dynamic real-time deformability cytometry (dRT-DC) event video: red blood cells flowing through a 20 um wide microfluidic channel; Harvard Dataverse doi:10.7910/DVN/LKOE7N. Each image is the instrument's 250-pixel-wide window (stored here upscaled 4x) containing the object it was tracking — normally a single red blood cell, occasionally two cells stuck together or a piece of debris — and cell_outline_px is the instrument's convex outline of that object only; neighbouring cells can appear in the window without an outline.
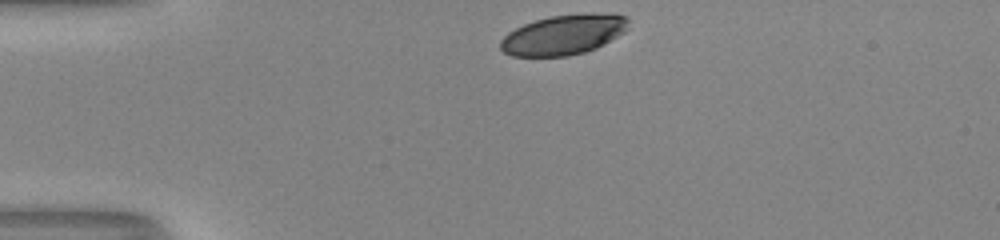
{"species": "human", "species_latin": "Homo sapiens", "temperature_condition": "room temperature", "stored_images_in_passage": 32, "camera_frame_rate_fps": 3000, "um_per_image_px": 0.085, "donor": {"sex": "male"}, "frame": {"image": 1, "passage_image": 1, "time_ms": 0.0, "image_size_px": [1000, 240], "cell_outline_px": [[628, 28], [624, 32], [604, 44], [596, 48], [584, 52], [568, 56], [512, 56], [504, 52], [500, 48], [500, 40], [508, 32], [524, 24], [536, 20], [552, 16], [612, 12], [628, 16]], "centroid_in_image_um": [47.93, 2.95], "position_along_channel_um": 37.1, "area_um2": 29.82}}
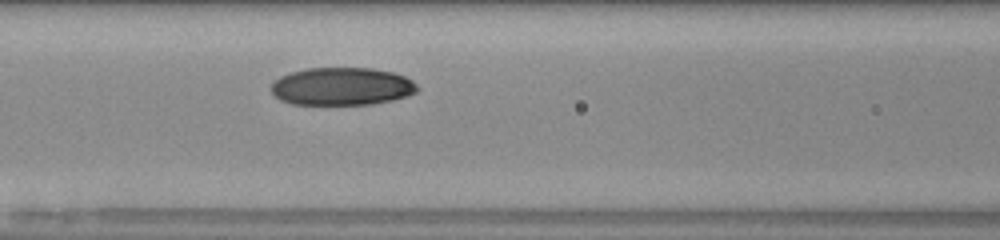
{"frame": {"image": 2, "passage_image": 12, "time_ms": 3.667, "image_size_px": [1000, 240], "cell_outline_px": [[420, 88], [416, 92], [408, 96], [392, 100], [372, 104], [292, 104], [280, 100], [272, 92], [272, 84], [280, 76], [292, 72], [308, 68], [372, 68], [392, 72], [404, 76], [412, 80]], "centroid_in_image_um": [29.09, 7.34], "position_along_channel_um": 137.5, "area_um2": 32.14}}
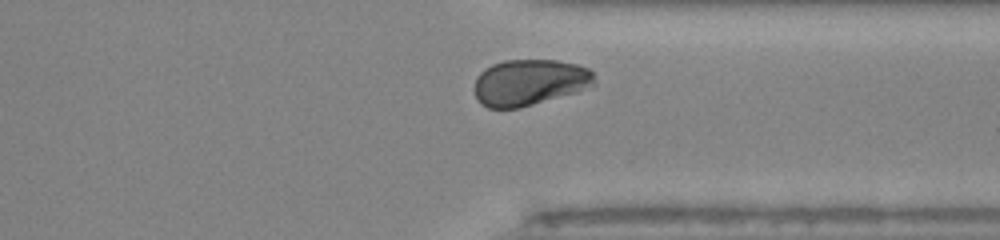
{"frame": {"image": 3, "passage_image": 29, "time_ms": 9.333, "image_size_px": [1000, 240], "cell_outline_px": [[596, 84], [592, 88], [520, 108], [488, 108], [480, 104], [476, 96], [476, 76], [484, 68], [492, 64], [504, 60], [556, 60], [576, 64], [588, 68], [592, 72]], "centroid_in_image_um": [45.04, 7.01], "position_along_channel_um": 366.4, "area_um2": 32.6}, "authors_computed_cell_mechanics": {"area_um2": 32.4836, "velocity_mm_per_s": 4.0376, "shape_relaxation_time_tau1_ms": 3.0853, "shape_relaxation_time_tau2_ms": 2.1339, "deformation_change_tau1": 0.1032, "deformation_change_tau2": 0.0299}}